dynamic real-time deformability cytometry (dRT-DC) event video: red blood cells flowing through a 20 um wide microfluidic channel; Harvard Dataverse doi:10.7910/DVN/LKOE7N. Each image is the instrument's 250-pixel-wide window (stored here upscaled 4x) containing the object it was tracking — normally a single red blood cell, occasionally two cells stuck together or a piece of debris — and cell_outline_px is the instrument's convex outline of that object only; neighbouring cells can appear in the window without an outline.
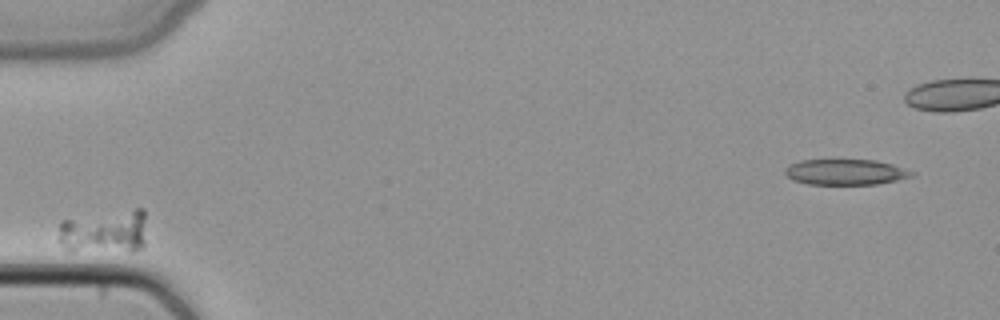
{"species": "common noctule bat (a hibernating species)", "species_latin": "Nyctalus noctula", "temperature_condition": "cold", "stored_images_in_passage": 26, "camera_frame_rate_fps": 3000, "um_per_image_px": 0.085, "animal": {"sex": "female", "body_mass_g": 22.7, "forearm_length_mm": 54.2}, "frame": {"image": 1, "passage_image": 1, "time_ms": 0.0, "image_size_px": [1000, 320], "cell_outline_px": [[144, 248], [132, 252], [64, 252], [60, 244], [60, 220], [136, 208], [144, 208]], "centroid_in_image_um": [8.86, 19.75], "position_along_channel_um": 76.1, "area_um2": 23.12}}
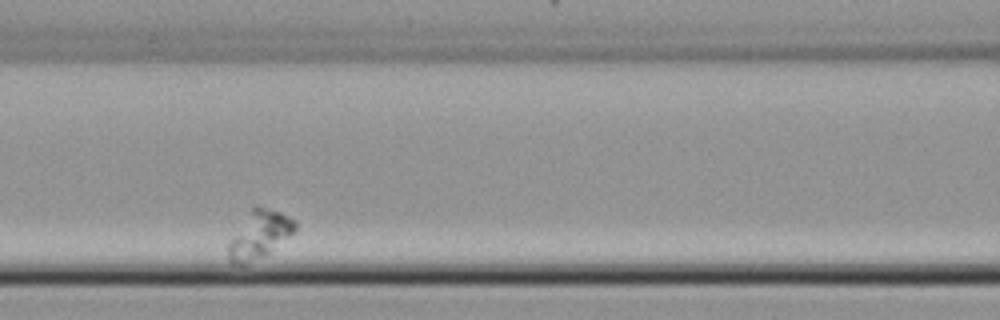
{"frame": {"image": 2, "passage_image": 7, "time_ms": 2.0, "image_size_px": [1000, 320], "cell_outline_px": [[296, 228], [288, 236], [264, 256], [244, 264], [232, 264], [228, 260], [228, 244], [232, 236], [252, 208], [256, 204], [280, 212], [288, 216], [296, 224]], "centroid_in_image_um": [22.0, 19.95], "position_along_channel_um": 144.6, "area_um2": 17.98}}
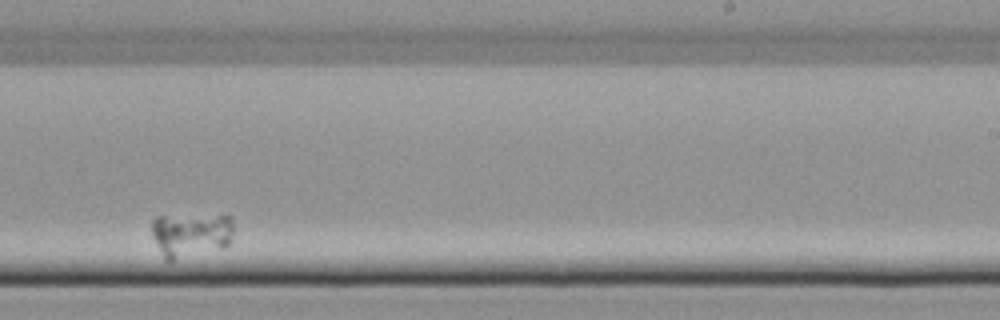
{"frame": {"image": 3, "passage_image": 18, "time_ms": 5.667, "image_size_px": [1000, 320], "cell_outline_px": [[232, 232], [228, 244], [224, 248], [168, 264], [164, 260], [152, 236], [152, 220], [156, 216], [232, 216]], "centroid_in_image_um": [16.18, 20.02], "position_along_channel_um": 272.8, "area_um2": 21.73}}